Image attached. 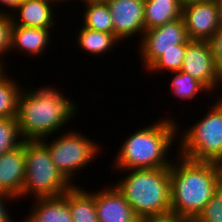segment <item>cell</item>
<instances>
[{"mask_svg":"<svg viewBox=\"0 0 222 222\" xmlns=\"http://www.w3.org/2000/svg\"><path fill=\"white\" fill-rule=\"evenodd\" d=\"M174 158L170 166L171 211L193 221L222 182V165L193 161L178 153Z\"/></svg>","mask_w":222,"mask_h":222,"instance_id":"2","label":"cell"},{"mask_svg":"<svg viewBox=\"0 0 222 222\" xmlns=\"http://www.w3.org/2000/svg\"><path fill=\"white\" fill-rule=\"evenodd\" d=\"M50 1H53L54 3H56V5H59L60 3L64 5V2H66V1L69 2V0H50ZM71 1H74V0H70V2H71ZM77 1H78V0H77ZM62 2H63V3H62Z\"/></svg>","mask_w":222,"mask_h":222,"instance_id":"36","label":"cell"},{"mask_svg":"<svg viewBox=\"0 0 222 222\" xmlns=\"http://www.w3.org/2000/svg\"><path fill=\"white\" fill-rule=\"evenodd\" d=\"M173 74V75H172ZM171 79H170V91L173 93L172 96L175 95L176 98L181 99L180 102L183 100H192L200 98L199 94H202L203 92H207V94L210 93V91L197 79L192 77L190 74L184 73L183 71L178 72H172Z\"/></svg>","mask_w":222,"mask_h":222,"instance_id":"21","label":"cell"},{"mask_svg":"<svg viewBox=\"0 0 222 222\" xmlns=\"http://www.w3.org/2000/svg\"><path fill=\"white\" fill-rule=\"evenodd\" d=\"M78 38L76 43L81 50L91 55L99 57V55H105L106 53L112 51L115 45H120V40L112 33H104L100 31H95L88 29L86 27L80 26L78 33L76 35Z\"/></svg>","mask_w":222,"mask_h":222,"instance_id":"19","label":"cell"},{"mask_svg":"<svg viewBox=\"0 0 222 222\" xmlns=\"http://www.w3.org/2000/svg\"><path fill=\"white\" fill-rule=\"evenodd\" d=\"M68 204L73 222H98L94 191L73 185L68 190Z\"/></svg>","mask_w":222,"mask_h":222,"instance_id":"18","label":"cell"},{"mask_svg":"<svg viewBox=\"0 0 222 222\" xmlns=\"http://www.w3.org/2000/svg\"><path fill=\"white\" fill-rule=\"evenodd\" d=\"M168 115L129 134L118 148L111 169L170 168L172 159L168 153H171L172 146L179 140L178 121Z\"/></svg>","mask_w":222,"mask_h":222,"instance_id":"3","label":"cell"},{"mask_svg":"<svg viewBox=\"0 0 222 222\" xmlns=\"http://www.w3.org/2000/svg\"><path fill=\"white\" fill-rule=\"evenodd\" d=\"M25 180L24 141L18 147L0 155V192L21 199Z\"/></svg>","mask_w":222,"mask_h":222,"instance_id":"14","label":"cell"},{"mask_svg":"<svg viewBox=\"0 0 222 222\" xmlns=\"http://www.w3.org/2000/svg\"><path fill=\"white\" fill-rule=\"evenodd\" d=\"M12 25L11 14L0 13V59L3 60L6 59L4 56L10 53Z\"/></svg>","mask_w":222,"mask_h":222,"instance_id":"26","label":"cell"},{"mask_svg":"<svg viewBox=\"0 0 222 222\" xmlns=\"http://www.w3.org/2000/svg\"><path fill=\"white\" fill-rule=\"evenodd\" d=\"M84 5L82 9L84 11L82 27L114 34L112 15L106 2L87 3Z\"/></svg>","mask_w":222,"mask_h":222,"instance_id":"20","label":"cell"},{"mask_svg":"<svg viewBox=\"0 0 222 222\" xmlns=\"http://www.w3.org/2000/svg\"><path fill=\"white\" fill-rule=\"evenodd\" d=\"M181 71L201 82L210 91L209 95L222 85L207 41L191 40L187 44Z\"/></svg>","mask_w":222,"mask_h":222,"instance_id":"9","label":"cell"},{"mask_svg":"<svg viewBox=\"0 0 222 222\" xmlns=\"http://www.w3.org/2000/svg\"><path fill=\"white\" fill-rule=\"evenodd\" d=\"M109 185L94 190L98 222H141L115 183Z\"/></svg>","mask_w":222,"mask_h":222,"instance_id":"12","label":"cell"},{"mask_svg":"<svg viewBox=\"0 0 222 222\" xmlns=\"http://www.w3.org/2000/svg\"><path fill=\"white\" fill-rule=\"evenodd\" d=\"M213 53L215 68L222 80V30H218L208 41Z\"/></svg>","mask_w":222,"mask_h":222,"instance_id":"27","label":"cell"},{"mask_svg":"<svg viewBox=\"0 0 222 222\" xmlns=\"http://www.w3.org/2000/svg\"><path fill=\"white\" fill-rule=\"evenodd\" d=\"M23 89L9 74L0 80V118L17 117L18 99Z\"/></svg>","mask_w":222,"mask_h":222,"instance_id":"22","label":"cell"},{"mask_svg":"<svg viewBox=\"0 0 222 222\" xmlns=\"http://www.w3.org/2000/svg\"><path fill=\"white\" fill-rule=\"evenodd\" d=\"M68 130L65 134L63 131L62 135H57V138L53 136L52 140L45 138L40 141L47 147L53 163L61 174L72 185H76L74 179L76 180L79 171L100 156L102 148L99 147L100 143L97 144L98 142L91 140L86 134H81L77 129Z\"/></svg>","mask_w":222,"mask_h":222,"instance_id":"7","label":"cell"},{"mask_svg":"<svg viewBox=\"0 0 222 222\" xmlns=\"http://www.w3.org/2000/svg\"><path fill=\"white\" fill-rule=\"evenodd\" d=\"M32 200V210H29L30 214L25 215L22 222H73L68 204V190L60 196Z\"/></svg>","mask_w":222,"mask_h":222,"instance_id":"16","label":"cell"},{"mask_svg":"<svg viewBox=\"0 0 222 222\" xmlns=\"http://www.w3.org/2000/svg\"><path fill=\"white\" fill-rule=\"evenodd\" d=\"M25 180L21 199L56 197L73 185L53 163L47 147L41 141H24ZM33 195V197H32Z\"/></svg>","mask_w":222,"mask_h":222,"instance_id":"6","label":"cell"},{"mask_svg":"<svg viewBox=\"0 0 222 222\" xmlns=\"http://www.w3.org/2000/svg\"><path fill=\"white\" fill-rule=\"evenodd\" d=\"M24 87L16 117L24 141H40L57 135L77 116L79 104L64 96L60 89L50 85L27 89L25 84Z\"/></svg>","mask_w":222,"mask_h":222,"instance_id":"1","label":"cell"},{"mask_svg":"<svg viewBox=\"0 0 222 222\" xmlns=\"http://www.w3.org/2000/svg\"><path fill=\"white\" fill-rule=\"evenodd\" d=\"M23 0H12V12L16 9L17 5Z\"/></svg>","mask_w":222,"mask_h":222,"instance_id":"35","label":"cell"},{"mask_svg":"<svg viewBox=\"0 0 222 222\" xmlns=\"http://www.w3.org/2000/svg\"><path fill=\"white\" fill-rule=\"evenodd\" d=\"M124 177L115 186L122 192L135 215L142 221L171 211L170 168L116 170Z\"/></svg>","mask_w":222,"mask_h":222,"instance_id":"4","label":"cell"},{"mask_svg":"<svg viewBox=\"0 0 222 222\" xmlns=\"http://www.w3.org/2000/svg\"><path fill=\"white\" fill-rule=\"evenodd\" d=\"M52 29H43L35 27H24L12 25L11 29V51L23 53L28 57L42 56L46 47L53 43L51 41L53 35ZM51 36V37H50ZM15 50V51H13Z\"/></svg>","mask_w":222,"mask_h":222,"instance_id":"15","label":"cell"},{"mask_svg":"<svg viewBox=\"0 0 222 222\" xmlns=\"http://www.w3.org/2000/svg\"><path fill=\"white\" fill-rule=\"evenodd\" d=\"M21 138L16 118H0V155L20 146Z\"/></svg>","mask_w":222,"mask_h":222,"instance_id":"24","label":"cell"},{"mask_svg":"<svg viewBox=\"0 0 222 222\" xmlns=\"http://www.w3.org/2000/svg\"><path fill=\"white\" fill-rule=\"evenodd\" d=\"M11 200L13 202V200L15 201L18 199H16L15 197H13L11 195L0 192V222H15V220L13 221L11 219V216L9 213L10 210H8V208L6 207L8 204V201H10L9 202V204H10Z\"/></svg>","mask_w":222,"mask_h":222,"instance_id":"29","label":"cell"},{"mask_svg":"<svg viewBox=\"0 0 222 222\" xmlns=\"http://www.w3.org/2000/svg\"><path fill=\"white\" fill-rule=\"evenodd\" d=\"M139 42L142 67L146 70L164 51L177 49V45L189 43L183 17L164 25L145 30Z\"/></svg>","mask_w":222,"mask_h":222,"instance_id":"8","label":"cell"},{"mask_svg":"<svg viewBox=\"0 0 222 222\" xmlns=\"http://www.w3.org/2000/svg\"><path fill=\"white\" fill-rule=\"evenodd\" d=\"M182 10V0H145V30L164 25L182 17Z\"/></svg>","mask_w":222,"mask_h":222,"instance_id":"17","label":"cell"},{"mask_svg":"<svg viewBox=\"0 0 222 222\" xmlns=\"http://www.w3.org/2000/svg\"><path fill=\"white\" fill-rule=\"evenodd\" d=\"M55 4L50 0H23L11 13L13 24L24 27L54 29L58 25L55 23L58 14H55L57 11L55 7L58 5Z\"/></svg>","mask_w":222,"mask_h":222,"instance_id":"13","label":"cell"},{"mask_svg":"<svg viewBox=\"0 0 222 222\" xmlns=\"http://www.w3.org/2000/svg\"><path fill=\"white\" fill-rule=\"evenodd\" d=\"M106 3L112 15L114 35L120 41L139 35L140 42L145 31V0H108Z\"/></svg>","mask_w":222,"mask_h":222,"instance_id":"11","label":"cell"},{"mask_svg":"<svg viewBox=\"0 0 222 222\" xmlns=\"http://www.w3.org/2000/svg\"><path fill=\"white\" fill-rule=\"evenodd\" d=\"M5 61L3 59H0V80L3 79L8 73H6L8 71V66L6 68V63H4Z\"/></svg>","mask_w":222,"mask_h":222,"instance_id":"32","label":"cell"},{"mask_svg":"<svg viewBox=\"0 0 222 222\" xmlns=\"http://www.w3.org/2000/svg\"><path fill=\"white\" fill-rule=\"evenodd\" d=\"M182 17L190 40L208 41L219 30L215 0L191 1L183 4Z\"/></svg>","mask_w":222,"mask_h":222,"instance_id":"10","label":"cell"},{"mask_svg":"<svg viewBox=\"0 0 222 222\" xmlns=\"http://www.w3.org/2000/svg\"><path fill=\"white\" fill-rule=\"evenodd\" d=\"M218 11L219 29L222 30V0H215Z\"/></svg>","mask_w":222,"mask_h":222,"instance_id":"31","label":"cell"},{"mask_svg":"<svg viewBox=\"0 0 222 222\" xmlns=\"http://www.w3.org/2000/svg\"><path fill=\"white\" fill-rule=\"evenodd\" d=\"M81 3L83 2L84 4L87 3H96V2H107L108 0H80Z\"/></svg>","mask_w":222,"mask_h":222,"instance_id":"33","label":"cell"},{"mask_svg":"<svg viewBox=\"0 0 222 222\" xmlns=\"http://www.w3.org/2000/svg\"><path fill=\"white\" fill-rule=\"evenodd\" d=\"M191 1H201V0H182V3L185 4V3H188V2H191Z\"/></svg>","mask_w":222,"mask_h":222,"instance_id":"37","label":"cell"},{"mask_svg":"<svg viewBox=\"0 0 222 222\" xmlns=\"http://www.w3.org/2000/svg\"><path fill=\"white\" fill-rule=\"evenodd\" d=\"M204 117L180 131L175 144L177 153L193 161L214 162L222 165V107L214 101Z\"/></svg>","mask_w":222,"mask_h":222,"instance_id":"5","label":"cell"},{"mask_svg":"<svg viewBox=\"0 0 222 222\" xmlns=\"http://www.w3.org/2000/svg\"><path fill=\"white\" fill-rule=\"evenodd\" d=\"M214 99H217L216 102L222 107V93L217 95L216 92V97Z\"/></svg>","mask_w":222,"mask_h":222,"instance_id":"34","label":"cell"},{"mask_svg":"<svg viewBox=\"0 0 222 222\" xmlns=\"http://www.w3.org/2000/svg\"><path fill=\"white\" fill-rule=\"evenodd\" d=\"M188 43L177 45V49L164 51L145 71L152 73L178 72L183 65V59Z\"/></svg>","mask_w":222,"mask_h":222,"instance_id":"23","label":"cell"},{"mask_svg":"<svg viewBox=\"0 0 222 222\" xmlns=\"http://www.w3.org/2000/svg\"><path fill=\"white\" fill-rule=\"evenodd\" d=\"M188 217L179 213L169 211L162 214L152 215L144 218L141 222H191Z\"/></svg>","mask_w":222,"mask_h":222,"instance_id":"28","label":"cell"},{"mask_svg":"<svg viewBox=\"0 0 222 222\" xmlns=\"http://www.w3.org/2000/svg\"><path fill=\"white\" fill-rule=\"evenodd\" d=\"M5 7L8 11L5 9ZM0 13H8V14L12 13V0H0Z\"/></svg>","mask_w":222,"mask_h":222,"instance_id":"30","label":"cell"},{"mask_svg":"<svg viewBox=\"0 0 222 222\" xmlns=\"http://www.w3.org/2000/svg\"><path fill=\"white\" fill-rule=\"evenodd\" d=\"M194 221L222 222V182L217 186L211 200Z\"/></svg>","mask_w":222,"mask_h":222,"instance_id":"25","label":"cell"}]
</instances>
